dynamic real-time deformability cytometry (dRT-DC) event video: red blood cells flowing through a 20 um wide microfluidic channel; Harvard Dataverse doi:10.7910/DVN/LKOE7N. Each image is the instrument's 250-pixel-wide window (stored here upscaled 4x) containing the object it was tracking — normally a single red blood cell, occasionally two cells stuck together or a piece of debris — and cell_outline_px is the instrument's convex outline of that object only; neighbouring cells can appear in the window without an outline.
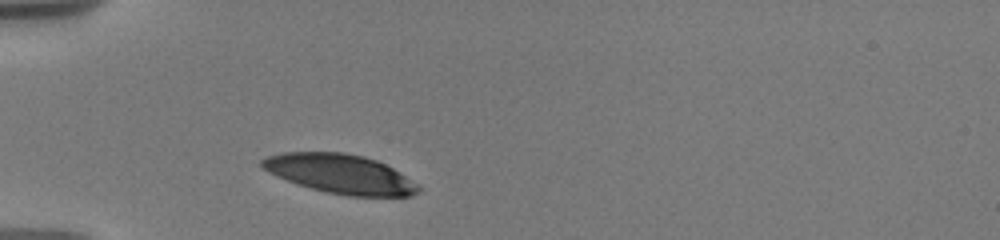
{"species": "human", "species_latin": "Homo sapiens", "temperature_condition": "warm", "stored_images_in_passage": 9, "camera_frame_rate_fps": 3000, "um_per_image_px": 0.085, "donor": {"sex": "male"}, "frame": {"image": 1, "passage_image": 1, "time_ms": 0.0, "image_size_px": [1000, 240], "cell_outline_px": [[420, 192], [412, 196], [348, 196], [328, 192], [296, 184], [268, 172], [260, 164], [260, 160], [268, 156], [284, 152], [344, 152], [364, 156], [376, 160], [400, 172], [420, 184]], "centroid_in_image_um": [28.96, 14.78], "position_along_channel_um": 56.0, "area_um2": 35.78}}
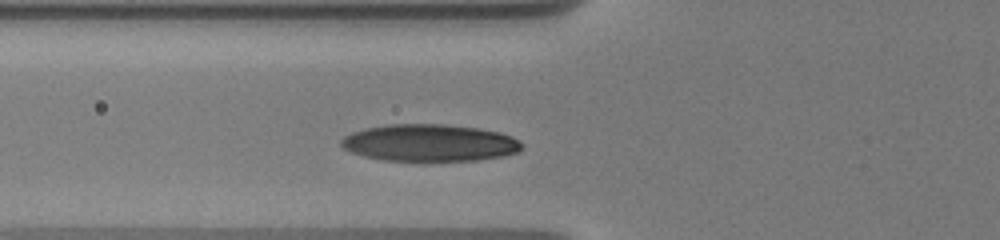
{"frame": {"image": 2, "passage_image": 6, "time_ms": 1.333, "image_size_px": [1000, 240], "cell_outline_px": [[524, 148], [516, 152], [504, 156], [476, 160], [384, 160], [364, 156], [352, 152], [344, 148], [340, 144], [340, 140], [344, 136], [352, 132], [364, 128], [388, 124], [448, 124], [480, 128], [500, 132], [512, 136], [524, 144]], "centroid_in_image_um": [36.54, 12.12], "position_along_channel_um": 89.3, "area_um2": 39.13}}
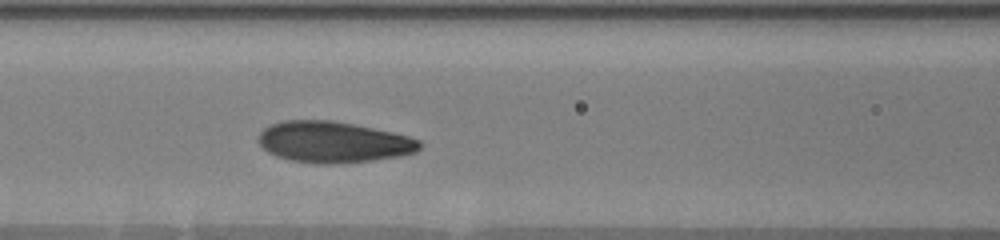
{"frame": {"image": 3, "passage_image": 9, "time_ms": 2.667, "image_size_px": [1000, 240], "cell_outline_px": [[420, 148], [416, 152], [404, 156], [372, 160], [336, 164], [316, 164], [292, 160], [276, 156], [268, 152], [256, 140], [260, 132], [264, 128], [272, 124], [284, 120], [332, 120], [392, 132], [408, 136], [420, 140]], "centroid_in_image_um": [28.33, 12.08], "position_along_channel_um": 138.3, "area_um2": 38.73}}